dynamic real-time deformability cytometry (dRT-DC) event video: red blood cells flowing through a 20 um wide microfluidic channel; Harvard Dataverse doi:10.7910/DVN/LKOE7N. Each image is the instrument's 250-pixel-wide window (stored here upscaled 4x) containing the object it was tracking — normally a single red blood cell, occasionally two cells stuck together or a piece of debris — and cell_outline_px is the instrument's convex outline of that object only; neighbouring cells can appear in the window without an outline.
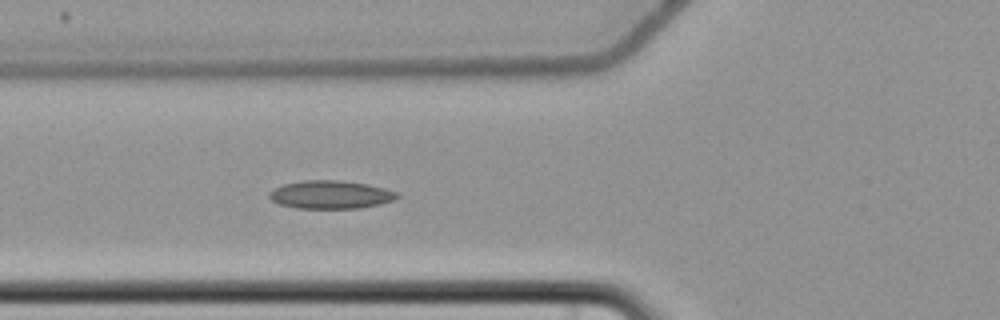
{"species": "common noctule bat (a hibernating species)", "species_latin": "Nyctalus noctula", "temperature_condition": "cold", "stored_images_in_passage": 6, "camera_frame_rate_fps": 3000, "um_per_image_px": 0.085, "animal": {"sex": "female", "body_mass_g": 22.7, "forearm_length_mm": 54.2}, "frame": {"image": 1, "passage_image": 6, "time_ms": 6.667, "image_size_px": [1000, 320], "cell_outline_px": [[400, 196], [392, 200], [380, 204], [360, 208], [296, 208], [280, 204], [272, 200], [268, 196], [268, 192], [272, 188], [284, 184], [300, 180], [340, 180], [368, 184], [400, 192]], "centroid_in_image_um": [28.09, 16.53], "position_along_channel_um": 97.7, "area_um2": 21.15}}